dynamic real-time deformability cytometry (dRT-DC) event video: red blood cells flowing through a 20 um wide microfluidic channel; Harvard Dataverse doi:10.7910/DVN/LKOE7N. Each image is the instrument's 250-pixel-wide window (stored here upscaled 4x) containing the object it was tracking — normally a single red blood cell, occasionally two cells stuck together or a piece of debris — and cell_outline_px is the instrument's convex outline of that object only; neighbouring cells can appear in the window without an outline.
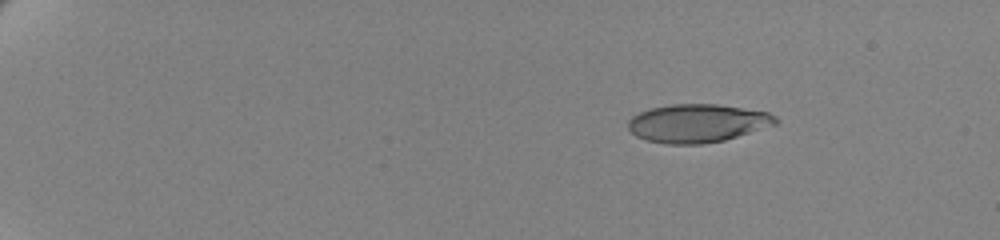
{"species": "human", "species_latin": "Homo sapiens", "temperature_condition": "cold", "stored_images_in_passage": 52, "camera_frame_rate_fps": 3000, "um_per_image_px": 0.085, "donor": {"sex": "female"}, "frame": {"image": 1, "passage_image": 1, "time_ms": 0.0, "image_size_px": [1000, 240], "cell_outline_px": [[776, 124], [724, 140], [704, 144], [668, 144], [648, 140], [636, 136], [628, 128], [628, 120], [632, 116], [640, 112], [652, 108], [672, 104], [716, 104], [768, 112], [776, 116]], "centroid_in_image_um": [59.26, 10.47], "position_along_channel_um": 25.7, "area_um2": 32.6}}
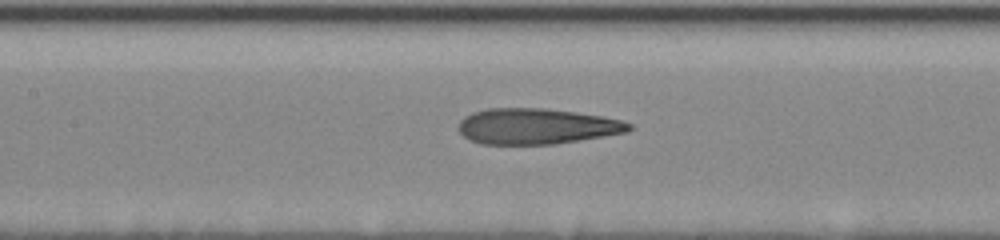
{"frame": {"image": 2, "passage_image": 24, "time_ms": 7.667, "image_size_px": [1000, 240], "cell_outline_px": [[632, 128], [628, 132], [556, 144], [480, 144], [468, 140], [460, 132], [460, 120], [464, 116], [472, 112], [488, 108], [544, 108], [576, 112], [604, 116], [620, 120], [632, 124]], "centroid_in_image_um": [45.61, 10.73], "position_along_channel_um": 161.8, "area_um2": 35.66}}
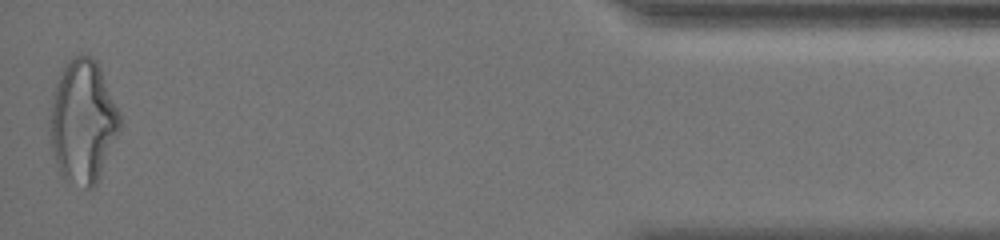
{"frame": {"image": 3, "passage_image": 52, "time_ms": 17.0, "image_size_px": [1000, 240], "cell_outline_px": [[120, 132], [100, 176], [96, 184], [92, 188], [84, 188], [64, 176], [60, 172], [52, 148], [48, 124], [52, 96], [60, 72], [68, 60], [84, 52], [92, 56], [96, 60], [100, 68], [120, 112]], "centroid_in_image_um": [7.05, 10.28], "position_along_channel_um": 428.2, "area_um2": 50.23}, "authors_computed_cell_mechanics": {"area_um2": 35.8938, "velocity_mm_per_s": 3.4698, "shape_relaxation_time_tau1_ms": 6.3177, "shape_relaxation_time_tau2_ms": 1.9085, "deformation_change_tau1": 0.2218, "deformation_change_tau2": 0.1214}}